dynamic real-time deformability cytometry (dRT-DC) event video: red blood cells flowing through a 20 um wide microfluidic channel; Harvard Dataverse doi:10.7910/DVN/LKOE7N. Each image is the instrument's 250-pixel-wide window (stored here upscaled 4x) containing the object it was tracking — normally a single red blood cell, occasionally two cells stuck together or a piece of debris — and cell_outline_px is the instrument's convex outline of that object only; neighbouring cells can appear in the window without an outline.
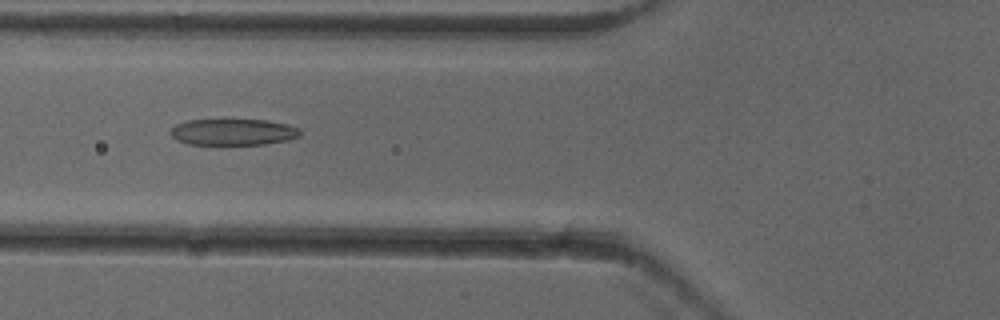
{"species": "common noctule bat (a hibernating species)", "species_latin": "Nyctalus noctula", "temperature_condition": "cold", "stored_images_in_passage": 52, "camera_frame_rate_fps": 3000, "um_per_image_px": 0.085, "animal": {"sex": "female"}, "frame": {"image": 1, "passage_image": 20, "time_ms": 6.333, "image_size_px": [1000, 320], "cell_outline_px": [[300, 136], [288, 140], [264, 144], [188, 144], [176, 140], [172, 136], [172, 128], [176, 124], [188, 120], [268, 120], [288, 124], [300, 128]], "centroid_in_image_um": [19.85, 11.22], "position_along_channel_um": 105.9, "area_um2": 19.83}}
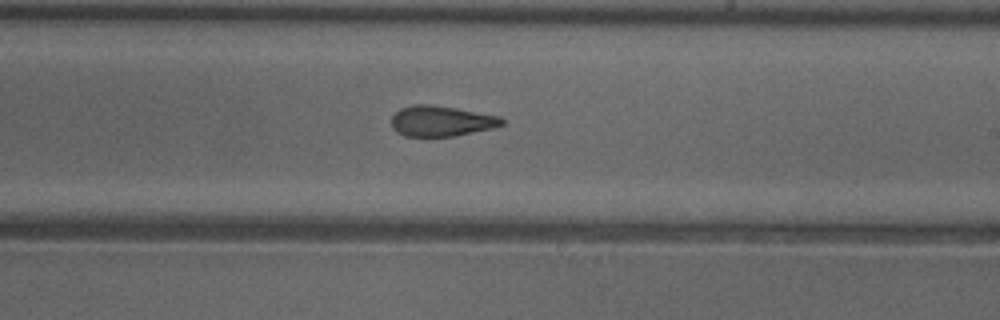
{"frame": {"image": 2, "passage_image": 31, "time_ms": 10.0, "image_size_px": [1000, 320], "cell_outline_px": [[504, 124], [492, 128], [456, 136], [404, 136], [392, 128], [392, 116], [400, 108], [416, 104], [432, 104], [456, 108], [500, 116], [504, 120]], "centroid_in_image_um": [37.51, 10.28], "position_along_channel_um": 251.5, "area_um2": 19.65}}
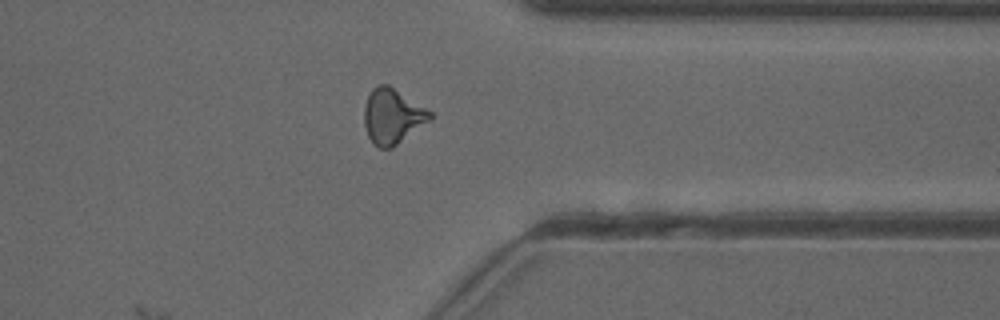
{"frame": {"image": 3, "passage_image": 41, "time_ms": 13.333, "image_size_px": [1000, 320], "cell_outline_px": [[432, 116], [428, 120], [392, 148], [380, 148], [372, 144], [368, 136], [364, 124], [364, 104], [372, 88], [380, 84], [388, 84], [432, 112]], "centroid_in_image_um": [33.3, 9.87], "position_along_channel_um": 378.1, "area_um2": 20.81}, "authors_computed_cell_mechanics": {"area_um2": 20.23, "velocity_mm_per_s": 3.9553, "shape_relaxation_time_tau1_ms": null, "shape_relaxation_time_tau2_ms": 2.1611, "deformation_change_tau1": null, "deformation_change_tau2": 0.1109}}